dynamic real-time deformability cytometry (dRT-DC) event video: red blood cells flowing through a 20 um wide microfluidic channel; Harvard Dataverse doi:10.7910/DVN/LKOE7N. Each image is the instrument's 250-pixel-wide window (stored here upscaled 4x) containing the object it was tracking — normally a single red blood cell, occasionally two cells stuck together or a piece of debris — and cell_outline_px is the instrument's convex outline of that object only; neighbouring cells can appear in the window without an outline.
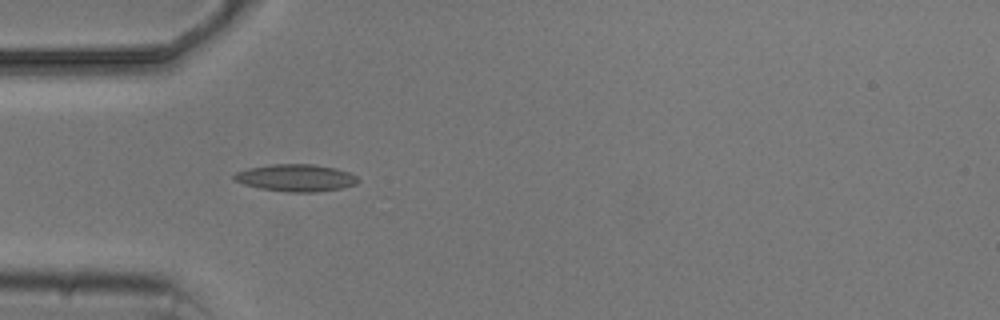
{"species": "common noctule bat (a hibernating species)", "species_latin": "Nyctalus noctula", "temperature_condition": "cold", "stored_images_in_passage": 5, "camera_frame_rate_fps": 3000, "um_per_image_px": 0.085, "animal": {"sex": "male", "body_mass_g": 20.5, "forearm_length_mm": 52.5}, "frame": {"image": 1, "passage_image": 4, "time_ms": 4.333, "image_size_px": [1000, 320], "cell_outline_px": [[360, 180], [356, 184], [340, 188], [316, 192], [288, 192], [260, 188], [244, 184], [232, 180], [232, 176], [236, 172], [248, 168], [272, 164], [312, 164], [336, 168], [348, 172], [356, 176]], "centroid_in_image_um": [25.13, 15.11], "position_along_channel_um": 59.9, "area_um2": 19.59}}
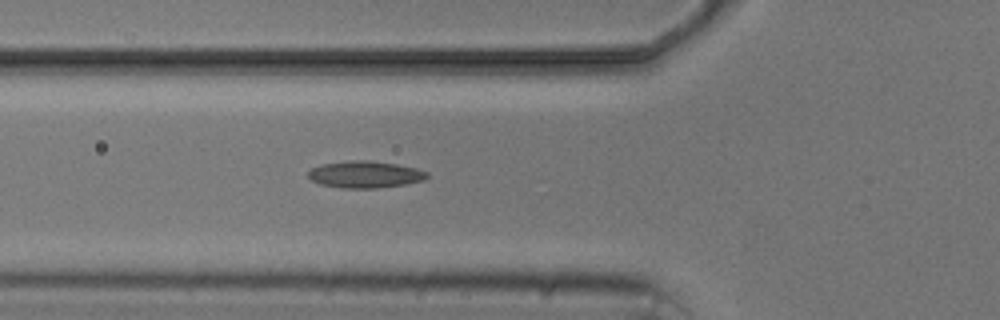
{"frame": {"image": 2, "passage_image": 5, "time_ms": 5.333, "image_size_px": [1000, 320], "cell_outline_px": [[428, 176], [424, 180], [404, 184], [376, 188], [340, 188], [320, 184], [312, 180], [308, 176], [308, 172], [312, 168], [320, 164], [352, 160], [368, 160], [396, 164], [416, 168], [428, 172]], "centroid_in_image_um": [31.01, 14.82], "position_along_channel_um": 94.8, "area_um2": 18.55}}